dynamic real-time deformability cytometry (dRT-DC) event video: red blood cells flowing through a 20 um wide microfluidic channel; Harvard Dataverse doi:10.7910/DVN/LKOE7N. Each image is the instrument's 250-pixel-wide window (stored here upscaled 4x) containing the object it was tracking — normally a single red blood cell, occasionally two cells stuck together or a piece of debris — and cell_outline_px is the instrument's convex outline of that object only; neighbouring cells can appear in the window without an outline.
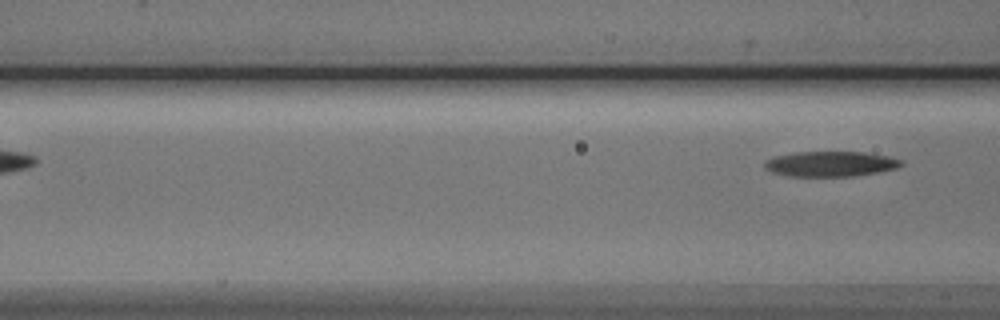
{"species": "Egyptian fruit bat (a non-hibernating species)", "species_latin": "Rousettus aegyptiacus", "temperature_condition": "cold", "stored_images_in_passage": 6, "camera_frame_rate_fps": 3000, "um_per_image_px": 0.085, "animal": {"sex": "male"}, "frame": {"image": 1, "passage_image": 6, "time_ms": 6.0, "image_size_px": [1000, 320], "cell_outline_px": [[904, 164], [896, 168], [876, 172], [852, 176], [788, 176], [772, 172], [764, 168], [764, 160], [772, 156], [796, 152], [864, 152], [888, 156], [904, 160]], "centroid_in_image_um": [70.56, 13.92], "position_along_channel_um": 96.0, "area_um2": 20.17}}